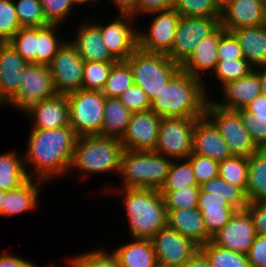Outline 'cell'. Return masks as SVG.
<instances>
[{
    "label": "cell",
    "instance_id": "obj_54",
    "mask_svg": "<svg viewBox=\"0 0 266 267\" xmlns=\"http://www.w3.org/2000/svg\"><path fill=\"white\" fill-rule=\"evenodd\" d=\"M176 0H138V14L172 9Z\"/></svg>",
    "mask_w": 266,
    "mask_h": 267
},
{
    "label": "cell",
    "instance_id": "obj_60",
    "mask_svg": "<svg viewBox=\"0 0 266 267\" xmlns=\"http://www.w3.org/2000/svg\"><path fill=\"white\" fill-rule=\"evenodd\" d=\"M91 1L93 2V4H96L98 0H72L73 4H84Z\"/></svg>",
    "mask_w": 266,
    "mask_h": 267
},
{
    "label": "cell",
    "instance_id": "obj_11",
    "mask_svg": "<svg viewBox=\"0 0 266 267\" xmlns=\"http://www.w3.org/2000/svg\"><path fill=\"white\" fill-rule=\"evenodd\" d=\"M220 26V17H181L171 51L167 54L181 65L203 39Z\"/></svg>",
    "mask_w": 266,
    "mask_h": 267
},
{
    "label": "cell",
    "instance_id": "obj_46",
    "mask_svg": "<svg viewBox=\"0 0 266 267\" xmlns=\"http://www.w3.org/2000/svg\"><path fill=\"white\" fill-rule=\"evenodd\" d=\"M71 267H121L115 255L103 250L91 251L77 257H71Z\"/></svg>",
    "mask_w": 266,
    "mask_h": 267
},
{
    "label": "cell",
    "instance_id": "obj_6",
    "mask_svg": "<svg viewBox=\"0 0 266 267\" xmlns=\"http://www.w3.org/2000/svg\"><path fill=\"white\" fill-rule=\"evenodd\" d=\"M131 68L134 84L140 86L151 101L180 70L167 54L136 49L125 61Z\"/></svg>",
    "mask_w": 266,
    "mask_h": 267
},
{
    "label": "cell",
    "instance_id": "obj_15",
    "mask_svg": "<svg viewBox=\"0 0 266 267\" xmlns=\"http://www.w3.org/2000/svg\"><path fill=\"white\" fill-rule=\"evenodd\" d=\"M161 119L151 109L132 113L127 130L120 139L124 150L153 151Z\"/></svg>",
    "mask_w": 266,
    "mask_h": 267
},
{
    "label": "cell",
    "instance_id": "obj_16",
    "mask_svg": "<svg viewBox=\"0 0 266 267\" xmlns=\"http://www.w3.org/2000/svg\"><path fill=\"white\" fill-rule=\"evenodd\" d=\"M256 237L252 218L246 209L237 210L213 237L219 247L247 254Z\"/></svg>",
    "mask_w": 266,
    "mask_h": 267
},
{
    "label": "cell",
    "instance_id": "obj_62",
    "mask_svg": "<svg viewBox=\"0 0 266 267\" xmlns=\"http://www.w3.org/2000/svg\"><path fill=\"white\" fill-rule=\"evenodd\" d=\"M231 0H217V2L219 3V5L222 7L226 2H229Z\"/></svg>",
    "mask_w": 266,
    "mask_h": 267
},
{
    "label": "cell",
    "instance_id": "obj_28",
    "mask_svg": "<svg viewBox=\"0 0 266 267\" xmlns=\"http://www.w3.org/2000/svg\"><path fill=\"white\" fill-rule=\"evenodd\" d=\"M29 178L23 185L11 191H5L2 203L1 216L12 217L14 215L33 210L38 204V185L42 180L37 179V183Z\"/></svg>",
    "mask_w": 266,
    "mask_h": 267
},
{
    "label": "cell",
    "instance_id": "obj_10",
    "mask_svg": "<svg viewBox=\"0 0 266 267\" xmlns=\"http://www.w3.org/2000/svg\"><path fill=\"white\" fill-rule=\"evenodd\" d=\"M56 95L57 92L49 67L28 62L22 73L18 93L7 104L27 113L42 100Z\"/></svg>",
    "mask_w": 266,
    "mask_h": 267
},
{
    "label": "cell",
    "instance_id": "obj_26",
    "mask_svg": "<svg viewBox=\"0 0 266 267\" xmlns=\"http://www.w3.org/2000/svg\"><path fill=\"white\" fill-rule=\"evenodd\" d=\"M197 208L203 216V220L212 238L222 229L237 211L223 197L203 192L200 189L197 200Z\"/></svg>",
    "mask_w": 266,
    "mask_h": 267
},
{
    "label": "cell",
    "instance_id": "obj_3",
    "mask_svg": "<svg viewBox=\"0 0 266 267\" xmlns=\"http://www.w3.org/2000/svg\"><path fill=\"white\" fill-rule=\"evenodd\" d=\"M123 195L129 228L135 239H151L167 226V210L159 190L149 188L116 189ZM124 193V194H123Z\"/></svg>",
    "mask_w": 266,
    "mask_h": 267
},
{
    "label": "cell",
    "instance_id": "obj_51",
    "mask_svg": "<svg viewBox=\"0 0 266 267\" xmlns=\"http://www.w3.org/2000/svg\"><path fill=\"white\" fill-rule=\"evenodd\" d=\"M218 61L244 58L239 41L232 32L225 31L218 42Z\"/></svg>",
    "mask_w": 266,
    "mask_h": 267
},
{
    "label": "cell",
    "instance_id": "obj_19",
    "mask_svg": "<svg viewBox=\"0 0 266 267\" xmlns=\"http://www.w3.org/2000/svg\"><path fill=\"white\" fill-rule=\"evenodd\" d=\"M192 153L209 157L217 162L232 157L225 139L206 115L196 120Z\"/></svg>",
    "mask_w": 266,
    "mask_h": 267
},
{
    "label": "cell",
    "instance_id": "obj_34",
    "mask_svg": "<svg viewBox=\"0 0 266 267\" xmlns=\"http://www.w3.org/2000/svg\"><path fill=\"white\" fill-rule=\"evenodd\" d=\"M58 24H48L47 26L37 27V46L36 63L49 65L58 49L65 41L57 39L55 29Z\"/></svg>",
    "mask_w": 266,
    "mask_h": 267
},
{
    "label": "cell",
    "instance_id": "obj_20",
    "mask_svg": "<svg viewBox=\"0 0 266 267\" xmlns=\"http://www.w3.org/2000/svg\"><path fill=\"white\" fill-rule=\"evenodd\" d=\"M27 61L8 43H0V94L8 103L21 86Z\"/></svg>",
    "mask_w": 266,
    "mask_h": 267
},
{
    "label": "cell",
    "instance_id": "obj_39",
    "mask_svg": "<svg viewBox=\"0 0 266 267\" xmlns=\"http://www.w3.org/2000/svg\"><path fill=\"white\" fill-rule=\"evenodd\" d=\"M181 17H220L217 0H176L174 7Z\"/></svg>",
    "mask_w": 266,
    "mask_h": 267
},
{
    "label": "cell",
    "instance_id": "obj_4",
    "mask_svg": "<svg viewBox=\"0 0 266 267\" xmlns=\"http://www.w3.org/2000/svg\"><path fill=\"white\" fill-rule=\"evenodd\" d=\"M123 152L124 147L119 138L78 136L69 172L76 168L86 173H119Z\"/></svg>",
    "mask_w": 266,
    "mask_h": 267
},
{
    "label": "cell",
    "instance_id": "obj_40",
    "mask_svg": "<svg viewBox=\"0 0 266 267\" xmlns=\"http://www.w3.org/2000/svg\"><path fill=\"white\" fill-rule=\"evenodd\" d=\"M115 63L86 61L83 69L82 89L102 91Z\"/></svg>",
    "mask_w": 266,
    "mask_h": 267
},
{
    "label": "cell",
    "instance_id": "obj_52",
    "mask_svg": "<svg viewBox=\"0 0 266 267\" xmlns=\"http://www.w3.org/2000/svg\"><path fill=\"white\" fill-rule=\"evenodd\" d=\"M245 209L252 218L256 235H266V201L250 202Z\"/></svg>",
    "mask_w": 266,
    "mask_h": 267
},
{
    "label": "cell",
    "instance_id": "obj_42",
    "mask_svg": "<svg viewBox=\"0 0 266 267\" xmlns=\"http://www.w3.org/2000/svg\"><path fill=\"white\" fill-rule=\"evenodd\" d=\"M8 43L24 60L36 63L37 27H21Z\"/></svg>",
    "mask_w": 266,
    "mask_h": 267
},
{
    "label": "cell",
    "instance_id": "obj_17",
    "mask_svg": "<svg viewBox=\"0 0 266 267\" xmlns=\"http://www.w3.org/2000/svg\"><path fill=\"white\" fill-rule=\"evenodd\" d=\"M132 19L130 15H118L107 25L95 23L100 28L104 44L117 61H126L137 49L138 30L132 27Z\"/></svg>",
    "mask_w": 266,
    "mask_h": 267
},
{
    "label": "cell",
    "instance_id": "obj_35",
    "mask_svg": "<svg viewBox=\"0 0 266 267\" xmlns=\"http://www.w3.org/2000/svg\"><path fill=\"white\" fill-rule=\"evenodd\" d=\"M199 250L207 257L212 267H250L246 254L219 247L212 241Z\"/></svg>",
    "mask_w": 266,
    "mask_h": 267
},
{
    "label": "cell",
    "instance_id": "obj_30",
    "mask_svg": "<svg viewBox=\"0 0 266 267\" xmlns=\"http://www.w3.org/2000/svg\"><path fill=\"white\" fill-rule=\"evenodd\" d=\"M248 203L266 201V148L248 157V180L245 190Z\"/></svg>",
    "mask_w": 266,
    "mask_h": 267
},
{
    "label": "cell",
    "instance_id": "obj_56",
    "mask_svg": "<svg viewBox=\"0 0 266 267\" xmlns=\"http://www.w3.org/2000/svg\"><path fill=\"white\" fill-rule=\"evenodd\" d=\"M244 110L255 114V117L266 118V95L260 94L244 107Z\"/></svg>",
    "mask_w": 266,
    "mask_h": 267
},
{
    "label": "cell",
    "instance_id": "obj_25",
    "mask_svg": "<svg viewBox=\"0 0 266 267\" xmlns=\"http://www.w3.org/2000/svg\"><path fill=\"white\" fill-rule=\"evenodd\" d=\"M77 31L76 38L71 43L85 62H118L104 44L100 28L95 23H83Z\"/></svg>",
    "mask_w": 266,
    "mask_h": 267
},
{
    "label": "cell",
    "instance_id": "obj_63",
    "mask_svg": "<svg viewBox=\"0 0 266 267\" xmlns=\"http://www.w3.org/2000/svg\"><path fill=\"white\" fill-rule=\"evenodd\" d=\"M5 104V103H7L3 98H2V96H1V94H0V105H2V104Z\"/></svg>",
    "mask_w": 266,
    "mask_h": 267
},
{
    "label": "cell",
    "instance_id": "obj_53",
    "mask_svg": "<svg viewBox=\"0 0 266 267\" xmlns=\"http://www.w3.org/2000/svg\"><path fill=\"white\" fill-rule=\"evenodd\" d=\"M246 255L250 267H266V235H256Z\"/></svg>",
    "mask_w": 266,
    "mask_h": 267
},
{
    "label": "cell",
    "instance_id": "obj_44",
    "mask_svg": "<svg viewBox=\"0 0 266 267\" xmlns=\"http://www.w3.org/2000/svg\"><path fill=\"white\" fill-rule=\"evenodd\" d=\"M254 68L245 58L218 61L215 70V77L221 82V86L241 77L247 76Z\"/></svg>",
    "mask_w": 266,
    "mask_h": 267
},
{
    "label": "cell",
    "instance_id": "obj_48",
    "mask_svg": "<svg viewBox=\"0 0 266 267\" xmlns=\"http://www.w3.org/2000/svg\"><path fill=\"white\" fill-rule=\"evenodd\" d=\"M187 159L191 162L197 185L201 186L203 183L219 176V162L193 153Z\"/></svg>",
    "mask_w": 266,
    "mask_h": 267
},
{
    "label": "cell",
    "instance_id": "obj_57",
    "mask_svg": "<svg viewBox=\"0 0 266 267\" xmlns=\"http://www.w3.org/2000/svg\"><path fill=\"white\" fill-rule=\"evenodd\" d=\"M115 2L121 15L136 16L138 14V0H112Z\"/></svg>",
    "mask_w": 266,
    "mask_h": 267
},
{
    "label": "cell",
    "instance_id": "obj_55",
    "mask_svg": "<svg viewBox=\"0 0 266 267\" xmlns=\"http://www.w3.org/2000/svg\"><path fill=\"white\" fill-rule=\"evenodd\" d=\"M35 264L8 253L0 254V267H34Z\"/></svg>",
    "mask_w": 266,
    "mask_h": 267
},
{
    "label": "cell",
    "instance_id": "obj_61",
    "mask_svg": "<svg viewBox=\"0 0 266 267\" xmlns=\"http://www.w3.org/2000/svg\"><path fill=\"white\" fill-rule=\"evenodd\" d=\"M4 197H5V191L0 190V216H1V209Z\"/></svg>",
    "mask_w": 266,
    "mask_h": 267
},
{
    "label": "cell",
    "instance_id": "obj_59",
    "mask_svg": "<svg viewBox=\"0 0 266 267\" xmlns=\"http://www.w3.org/2000/svg\"><path fill=\"white\" fill-rule=\"evenodd\" d=\"M256 71L260 80L261 94L266 95V65L258 67ZM261 71V72H260Z\"/></svg>",
    "mask_w": 266,
    "mask_h": 267
},
{
    "label": "cell",
    "instance_id": "obj_23",
    "mask_svg": "<svg viewBox=\"0 0 266 267\" xmlns=\"http://www.w3.org/2000/svg\"><path fill=\"white\" fill-rule=\"evenodd\" d=\"M226 30L220 25L212 34L201 41L189 57L180 65V69L192 77L201 79L202 71L215 70L218 62V42Z\"/></svg>",
    "mask_w": 266,
    "mask_h": 267
},
{
    "label": "cell",
    "instance_id": "obj_33",
    "mask_svg": "<svg viewBox=\"0 0 266 267\" xmlns=\"http://www.w3.org/2000/svg\"><path fill=\"white\" fill-rule=\"evenodd\" d=\"M200 189L203 192L225 198L236 210H244L248 205L245 192L240 187L223 180L220 176L203 183Z\"/></svg>",
    "mask_w": 266,
    "mask_h": 267
},
{
    "label": "cell",
    "instance_id": "obj_12",
    "mask_svg": "<svg viewBox=\"0 0 266 267\" xmlns=\"http://www.w3.org/2000/svg\"><path fill=\"white\" fill-rule=\"evenodd\" d=\"M84 63L75 46L65 41L48 65L57 94L68 95L82 89Z\"/></svg>",
    "mask_w": 266,
    "mask_h": 267
},
{
    "label": "cell",
    "instance_id": "obj_58",
    "mask_svg": "<svg viewBox=\"0 0 266 267\" xmlns=\"http://www.w3.org/2000/svg\"><path fill=\"white\" fill-rule=\"evenodd\" d=\"M183 267H212L207 257L198 250Z\"/></svg>",
    "mask_w": 266,
    "mask_h": 267
},
{
    "label": "cell",
    "instance_id": "obj_32",
    "mask_svg": "<svg viewBox=\"0 0 266 267\" xmlns=\"http://www.w3.org/2000/svg\"><path fill=\"white\" fill-rule=\"evenodd\" d=\"M24 163L14 151L0 154V190L11 191L29 179Z\"/></svg>",
    "mask_w": 266,
    "mask_h": 267
},
{
    "label": "cell",
    "instance_id": "obj_5",
    "mask_svg": "<svg viewBox=\"0 0 266 267\" xmlns=\"http://www.w3.org/2000/svg\"><path fill=\"white\" fill-rule=\"evenodd\" d=\"M172 160L153 151L124 150L119 169L123 188L160 190L170 171Z\"/></svg>",
    "mask_w": 266,
    "mask_h": 267
},
{
    "label": "cell",
    "instance_id": "obj_8",
    "mask_svg": "<svg viewBox=\"0 0 266 267\" xmlns=\"http://www.w3.org/2000/svg\"><path fill=\"white\" fill-rule=\"evenodd\" d=\"M199 117L162 118L153 152L171 159H187L193 151V133Z\"/></svg>",
    "mask_w": 266,
    "mask_h": 267
},
{
    "label": "cell",
    "instance_id": "obj_14",
    "mask_svg": "<svg viewBox=\"0 0 266 267\" xmlns=\"http://www.w3.org/2000/svg\"><path fill=\"white\" fill-rule=\"evenodd\" d=\"M147 14H157V16L151 23L148 32L137 31V48L148 53L168 54L171 51L181 16L174 8Z\"/></svg>",
    "mask_w": 266,
    "mask_h": 267
},
{
    "label": "cell",
    "instance_id": "obj_65",
    "mask_svg": "<svg viewBox=\"0 0 266 267\" xmlns=\"http://www.w3.org/2000/svg\"><path fill=\"white\" fill-rule=\"evenodd\" d=\"M34 267H36V265H35ZM37 267H38V266H37ZM48 267H55V266L51 264V265H49Z\"/></svg>",
    "mask_w": 266,
    "mask_h": 267
},
{
    "label": "cell",
    "instance_id": "obj_7",
    "mask_svg": "<svg viewBox=\"0 0 266 267\" xmlns=\"http://www.w3.org/2000/svg\"><path fill=\"white\" fill-rule=\"evenodd\" d=\"M69 125L78 136L99 135L104 122L106 96L102 91L84 90L67 95Z\"/></svg>",
    "mask_w": 266,
    "mask_h": 267
},
{
    "label": "cell",
    "instance_id": "obj_13",
    "mask_svg": "<svg viewBox=\"0 0 266 267\" xmlns=\"http://www.w3.org/2000/svg\"><path fill=\"white\" fill-rule=\"evenodd\" d=\"M159 267H183L199 250L191 240L168 226L151 239Z\"/></svg>",
    "mask_w": 266,
    "mask_h": 267
},
{
    "label": "cell",
    "instance_id": "obj_41",
    "mask_svg": "<svg viewBox=\"0 0 266 267\" xmlns=\"http://www.w3.org/2000/svg\"><path fill=\"white\" fill-rule=\"evenodd\" d=\"M13 3L21 27H43L50 24L44 16L40 0H19Z\"/></svg>",
    "mask_w": 266,
    "mask_h": 267
},
{
    "label": "cell",
    "instance_id": "obj_49",
    "mask_svg": "<svg viewBox=\"0 0 266 267\" xmlns=\"http://www.w3.org/2000/svg\"><path fill=\"white\" fill-rule=\"evenodd\" d=\"M117 98L131 113L150 109V100L147 94L140 86L134 83Z\"/></svg>",
    "mask_w": 266,
    "mask_h": 267
},
{
    "label": "cell",
    "instance_id": "obj_43",
    "mask_svg": "<svg viewBox=\"0 0 266 267\" xmlns=\"http://www.w3.org/2000/svg\"><path fill=\"white\" fill-rule=\"evenodd\" d=\"M166 210L197 208L200 186H189L177 191H159Z\"/></svg>",
    "mask_w": 266,
    "mask_h": 267
},
{
    "label": "cell",
    "instance_id": "obj_29",
    "mask_svg": "<svg viewBox=\"0 0 266 267\" xmlns=\"http://www.w3.org/2000/svg\"><path fill=\"white\" fill-rule=\"evenodd\" d=\"M121 267H159L150 239H135L113 252Z\"/></svg>",
    "mask_w": 266,
    "mask_h": 267
},
{
    "label": "cell",
    "instance_id": "obj_27",
    "mask_svg": "<svg viewBox=\"0 0 266 267\" xmlns=\"http://www.w3.org/2000/svg\"><path fill=\"white\" fill-rule=\"evenodd\" d=\"M239 41L243 56L255 69L266 65V25L245 27L232 31Z\"/></svg>",
    "mask_w": 266,
    "mask_h": 267
},
{
    "label": "cell",
    "instance_id": "obj_50",
    "mask_svg": "<svg viewBox=\"0 0 266 267\" xmlns=\"http://www.w3.org/2000/svg\"><path fill=\"white\" fill-rule=\"evenodd\" d=\"M44 16L50 24H59L73 9L72 0H40Z\"/></svg>",
    "mask_w": 266,
    "mask_h": 267
},
{
    "label": "cell",
    "instance_id": "obj_24",
    "mask_svg": "<svg viewBox=\"0 0 266 267\" xmlns=\"http://www.w3.org/2000/svg\"><path fill=\"white\" fill-rule=\"evenodd\" d=\"M256 70L255 68L247 76L223 85L225 102H215V104L229 110L244 109L247 104L261 94L260 80Z\"/></svg>",
    "mask_w": 266,
    "mask_h": 267
},
{
    "label": "cell",
    "instance_id": "obj_36",
    "mask_svg": "<svg viewBox=\"0 0 266 267\" xmlns=\"http://www.w3.org/2000/svg\"><path fill=\"white\" fill-rule=\"evenodd\" d=\"M134 83L130 66L125 61L116 62L110 71L102 93L106 97H118Z\"/></svg>",
    "mask_w": 266,
    "mask_h": 267
},
{
    "label": "cell",
    "instance_id": "obj_47",
    "mask_svg": "<svg viewBox=\"0 0 266 267\" xmlns=\"http://www.w3.org/2000/svg\"><path fill=\"white\" fill-rule=\"evenodd\" d=\"M242 120L243 126L249 132L253 143L258 149L266 148V118L255 117V114L244 109L236 110Z\"/></svg>",
    "mask_w": 266,
    "mask_h": 267
},
{
    "label": "cell",
    "instance_id": "obj_1",
    "mask_svg": "<svg viewBox=\"0 0 266 267\" xmlns=\"http://www.w3.org/2000/svg\"><path fill=\"white\" fill-rule=\"evenodd\" d=\"M77 138L70 125L57 129H32L23 157L24 162L35 168V172L28 173L29 178L36 174L37 179L45 182L51 177L68 174Z\"/></svg>",
    "mask_w": 266,
    "mask_h": 267
},
{
    "label": "cell",
    "instance_id": "obj_38",
    "mask_svg": "<svg viewBox=\"0 0 266 267\" xmlns=\"http://www.w3.org/2000/svg\"><path fill=\"white\" fill-rule=\"evenodd\" d=\"M173 161L166 180L159 191H177L189 186H199L193 173L191 162L184 159L183 163Z\"/></svg>",
    "mask_w": 266,
    "mask_h": 267
},
{
    "label": "cell",
    "instance_id": "obj_22",
    "mask_svg": "<svg viewBox=\"0 0 266 267\" xmlns=\"http://www.w3.org/2000/svg\"><path fill=\"white\" fill-rule=\"evenodd\" d=\"M32 129H57L69 126V104L67 95L57 94L52 98L42 100L30 111Z\"/></svg>",
    "mask_w": 266,
    "mask_h": 267
},
{
    "label": "cell",
    "instance_id": "obj_37",
    "mask_svg": "<svg viewBox=\"0 0 266 267\" xmlns=\"http://www.w3.org/2000/svg\"><path fill=\"white\" fill-rule=\"evenodd\" d=\"M219 176L245 192L248 180V158L232 156L219 162Z\"/></svg>",
    "mask_w": 266,
    "mask_h": 267
},
{
    "label": "cell",
    "instance_id": "obj_64",
    "mask_svg": "<svg viewBox=\"0 0 266 267\" xmlns=\"http://www.w3.org/2000/svg\"><path fill=\"white\" fill-rule=\"evenodd\" d=\"M264 24L266 25V3H265V22Z\"/></svg>",
    "mask_w": 266,
    "mask_h": 267
},
{
    "label": "cell",
    "instance_id": "obj_18",
    "mask_svg": "<svg viewBox=\"0 0 266 267\" xmlns=\"http://www.w3.org/2000/svg\"><path fill=\"white\" fill-rule=\"evenodd\" d=\"M265 0H231L221 7L220 25L227 31L265 22Z\"/></svg>",
    "mask_w": 266,
    "mask_h": 267
},
{
    "label": "cell",
    "instance_id": "obj_9",
    "mask_svg": "<svg viewBox=\"0 0 266 267\" xmlns=\"http://www.w3.org/2000/svg\"><path fill=\"white\" fill-rule=\"evenodd\" d=\"M205 115L225 139L232 156L248 158L258 149L236 110L220 108L215 102L208 101Z\"/></svg>",
    "mask_w": 266,
    "mask_h": 267
},
{
    "label": "cell",
    "instance_id": "obj_21",
    "mask_svg": "<svg viewBox=\"0 0 266 267\" xmlns=\"http://www.w3.org/2000/svg\"><path fill=\"white\" fill-rule=\"evenodd\" d=\"M167 226L191 240L199 248L212 240L198 208L167 210Z\"/></svg>",
    "mask_w": 266,
    "mask_h": 267
},
{
    "label": "cell",
    "instance_id": "obj_45",
    "mask_svg": "<svg viewBox=\"0 0 266 267\" xmlns=\"http://www.w3.org/2000/svg\"><path fill=\"white\" fill-rule=\"evenodd\" d=\"M20 28L13 0H0V43L8 42Z\"/></svg>",
    "mask_w": 266,
    "mask_h": 267
},
{
    "label": "cell",
    "instance_id": "obj_2",
    "mask_svg": "<svg viewBox=\"0 0 266 267\" xmlns=\"http://www.w3.org/2000/svg\"><path fill=\"white\" fill-rule=\"evenodd\" d=\"M206 92L201 79L180 69L150 101V109L161 118L202 117L208 102Z\"/></svg>",
    "mask_w": 266,
    "mask_h": 267
},
{
    "label": "cell",
    "instance_id": "obj_31",
    "mask_svg": "<svg viewBox=\"0 0 266 267\" xmlns=\"http://www.w3.org/2000/svg\"><path fill=\"white\" fill-rule=\"evenodd\" d=\"M131 115L117 97H106L104 122L99 135L121 139L127 130Z\"/></svg>",
    "mask_w": 266,
    "mask_h": 267
}]
</instances>
